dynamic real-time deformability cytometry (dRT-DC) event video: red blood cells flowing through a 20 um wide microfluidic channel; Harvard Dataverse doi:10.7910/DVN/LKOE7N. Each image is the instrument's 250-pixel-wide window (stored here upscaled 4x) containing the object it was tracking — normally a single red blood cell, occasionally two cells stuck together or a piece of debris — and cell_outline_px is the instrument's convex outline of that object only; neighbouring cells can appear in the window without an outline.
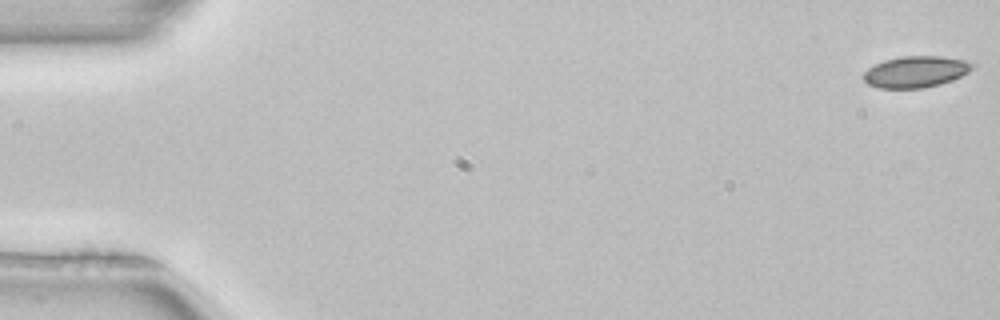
{"species": "common noctule bat (a hibernating species)", "species_latin": "Nyctalus noctula", "temperature_condition": "room temperature", "stored_images_in_passage": 52, "camera_frame_rate_fps": 3000, "um_per_image_px": 0.085, "animal": {"sex": "female", "body_mass_g": 22.7, "forearm_length_mm": 54.2}, "frame": {"image": 1, "passage_image": 1, "time_ms": 0.0, "image_size_px": [1000, 320], "cell_outline_px": [[976, 64], [968, 72], [952, 80], [940, 84], [924, 88], [876, 88], [868, 84], [864, 80], [864, 72], [868, 68], [884, 60], [904, 56], [940, 56], [964, 60]], "centroid_in_image_um": [77.83, 6.1], "position_along_channel_um": 7.2, "area_um2": 19.83}}
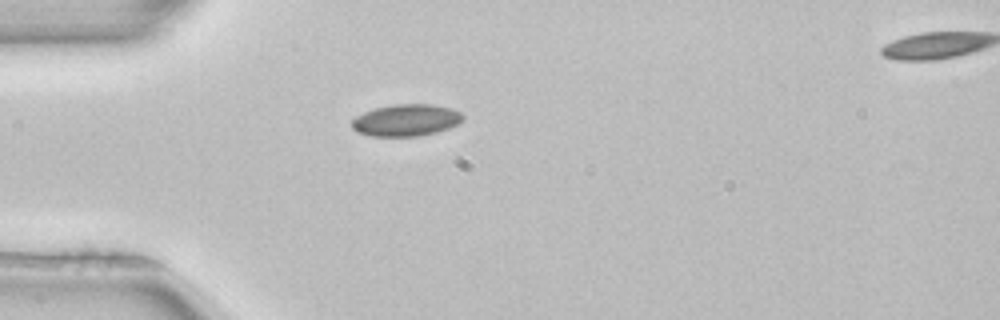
{"frame": {"image": 2, "passage_image": 15, "time_ms": 4.667, "image_size_px": [1000, 320], "cell_outline_px": [[464, 120], [448, 128], [436, 132], [420, 136], [368, 136], [356, 132], [352, 128], [352, 120], [356, 116], [364, 112], [376, 108], [392, 104], [432, 104], [452, 108], [460, 112], [464, 116]], "centroid_in_image_um": [34.51, 10.21], "position_along_channel_um": 50.5, "area_um2": 20.75}}
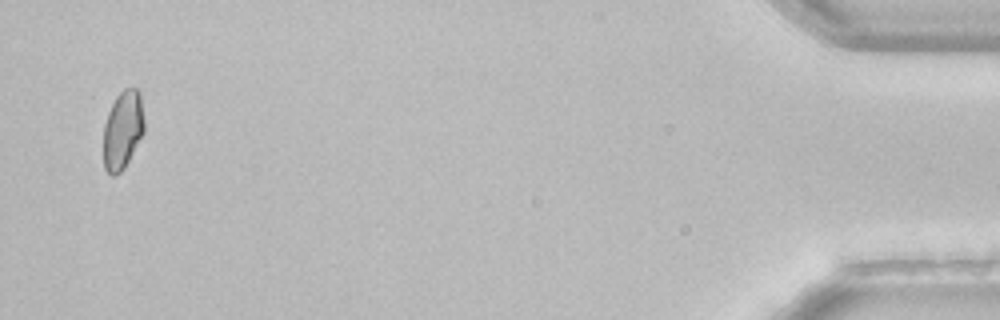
{"frame": {"image": 3, "passage_image": 51, "time_ms": 16.667, "image_size_px": [1000, 320], "cell_outline_px": [[144, 132], [124, 168], [120, 172], [112, 176], [104, 168], [104, 124], [108, 112], [116, 96], [124, 88], [136, 88], [140, 92], [144, 120]], "centroid_in_image_um": [10.43, 11.02], "position_along_channel_um": 424.8, "area_um2": 18.55}, "authors_computed_cell_mechanics": {"area_um2": 19.8543, "velocity_mm_per_s": 3.9555, "shape_relaxation_time_tau1_ms": 9.3619, "shape_relaxation_time_tau2_ms": null, "deformation_change_tau1": 0.0962, "deformation_change_tau2": null}}